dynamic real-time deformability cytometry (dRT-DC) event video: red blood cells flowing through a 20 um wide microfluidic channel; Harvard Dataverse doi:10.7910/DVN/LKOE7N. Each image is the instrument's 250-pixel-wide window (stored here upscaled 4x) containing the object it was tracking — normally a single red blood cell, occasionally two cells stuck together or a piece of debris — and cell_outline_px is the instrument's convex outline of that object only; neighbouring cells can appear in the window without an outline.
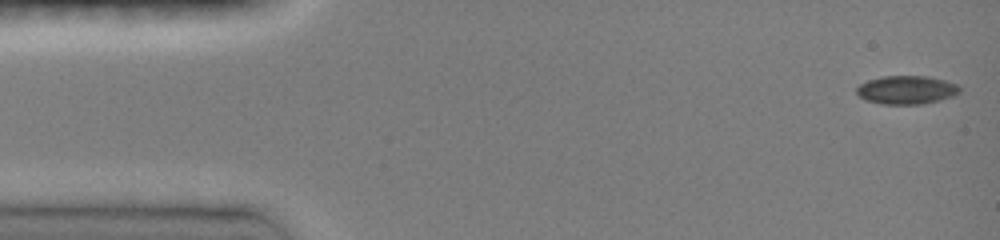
{"species": "common noctule bat (a hibernating species)", "species_latin": "Nyctalus noctula", "temperature_condition": "room temperature", "stored_images_in_passage": 46, "camera_frame_rate_fps": 3000, "um_per_image_px": 0.085, "animal": {"sex": "female", "body_mass_g": 19.0, "forearm_length_mm": 51.5}, "frame": {"image": 1, "passage_image": 1, "time_ms": 0.0, "image_size_px": [1000, 240], "cell_outline_px": [[960, 92], [952, 96], [940, 100], [924, 104], [880, 104], [864, 100], [856, 92], [856, 88], [860, 84], [868, 80], [884, 76], [928, 76], [944, 80], [956, 84], [960, 88]], "centroid_in_image_um": [77.04, 7.65], "position_along_channel_um": 8.0, "area_um2": 17.11}}
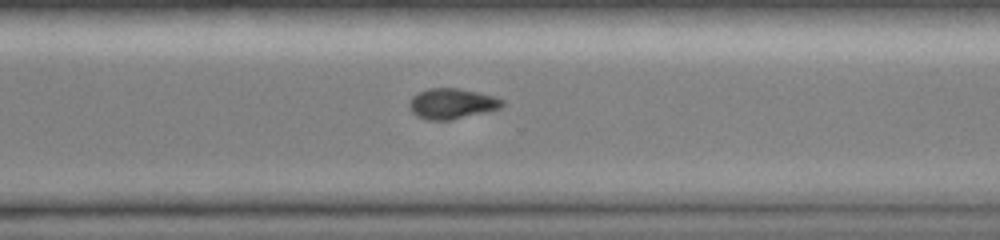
{"frame": {"image": 2, "passage_image": 33, "time_ms": 10.667, "image_size_px": [1000, 240], "cell_outline_px": [[504, 104], [500, 108], [488, 112], [452, 120], [428, 120], [416, 116], [408, 108], [408, 104], [412, 96], [428, 88], [456, 88], [496, 96], [504, 100]], "centroid_in_image_um": [38.41, 8.82], "position_along_channel_um": 332.2, "area_um2": 16.7}}
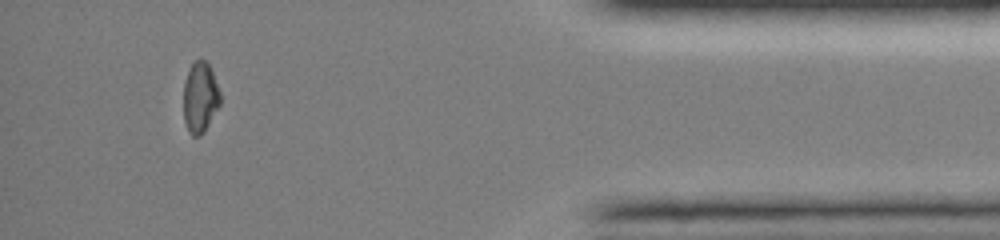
{"frame": {"image": 3, "passage_image": 42, "time_ms": 13.667, "image_size_px": [1000, 240], "cell_outline_px": [[220, 104], [204, 132], [200, 136], [192, 136], [188, 132], [184, 120], [184, 80], [192, 64], [196, 60], [204, 60], [212, 68], [220, 92]], "centroid_in_image_um": [17.01, 8.29], "position_along_channel_um": 418.2, "area_um2": 15.14}, "authors_computed_cell_mechanics": {"area_um2": 17.0221, "velocity_mm_per_s": 4.1273, "shape_relaxation_time_tau1_ms": 2.8065, "shape_relaxation_time_tau2_ms": null, "deformation_change_tau1": 0.112, "deformation_change_tau2": null}}